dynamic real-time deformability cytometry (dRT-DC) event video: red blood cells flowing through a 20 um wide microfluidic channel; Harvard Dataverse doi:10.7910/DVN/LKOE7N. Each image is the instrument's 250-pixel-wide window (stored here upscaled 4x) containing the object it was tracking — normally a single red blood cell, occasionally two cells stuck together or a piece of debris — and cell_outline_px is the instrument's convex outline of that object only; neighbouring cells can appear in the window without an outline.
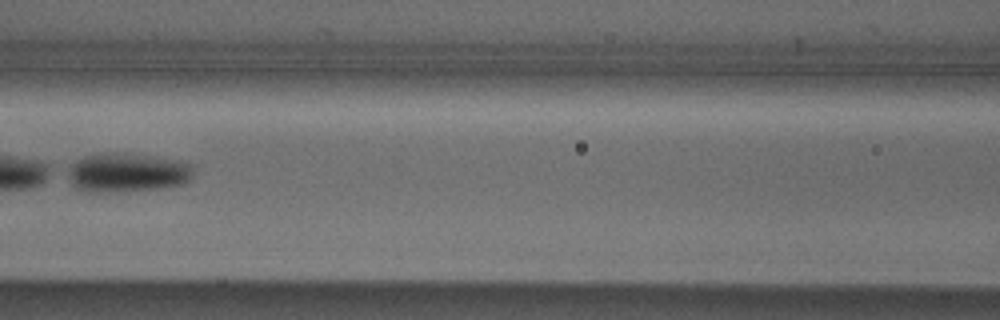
{"species": "Egyptian fruit bat (a non-hibernating species)", "species_latin": "Rousettus aegyptiacus", "temperature_condition": "cold", "stored_images_in_passage": 4, "camera_frame_rate_fps": 3000, "um_per_image_px": 0.085, "animal": {"sex": "male"}, "frame": {"image": 1, "passage_image": 3, "time_ms": 2.667, "image_size_px": [1000, 320], "cell_outline_px": [[192, 180], [184, 184], [156, 188], [116, 192], [88, 192], [76, 188], [72, 184], [64, 168], [76, 160], [84, 156], [100, 152], [124, 152], [184, 160], [192, 164]], "centroid_in_image_um": [10.79, 14.64], "position_along_channel_um": 155.8, "area_um2": 29.42}}
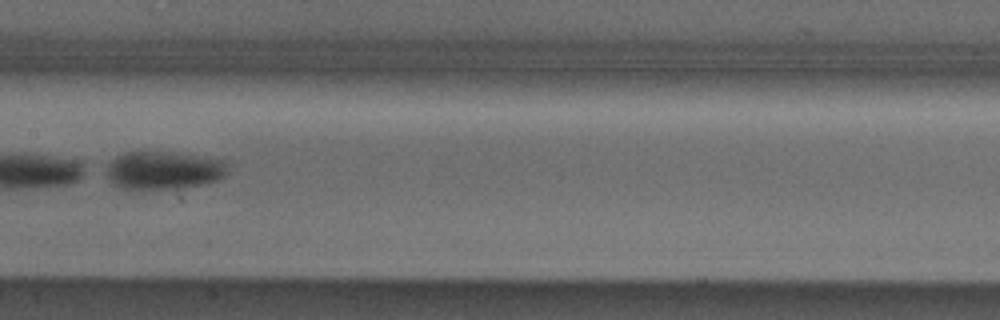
{"frame": {"image": 2, "passage_image": 4, "time_ms": 3.667, "image_size_px": [1000, 320], "cell_outline_px": [[228, 172], [220, 180], [204, 184], [184, 188], [124, 188], [112, 184], [108, 176], [108, 164], [116, 156], [124, 152], [164, 152], [228, 160]], "centroid_in_image_um": [13.97, 14.47], "position_along_channel_um": 193.4, "area_um2": 26.7}}